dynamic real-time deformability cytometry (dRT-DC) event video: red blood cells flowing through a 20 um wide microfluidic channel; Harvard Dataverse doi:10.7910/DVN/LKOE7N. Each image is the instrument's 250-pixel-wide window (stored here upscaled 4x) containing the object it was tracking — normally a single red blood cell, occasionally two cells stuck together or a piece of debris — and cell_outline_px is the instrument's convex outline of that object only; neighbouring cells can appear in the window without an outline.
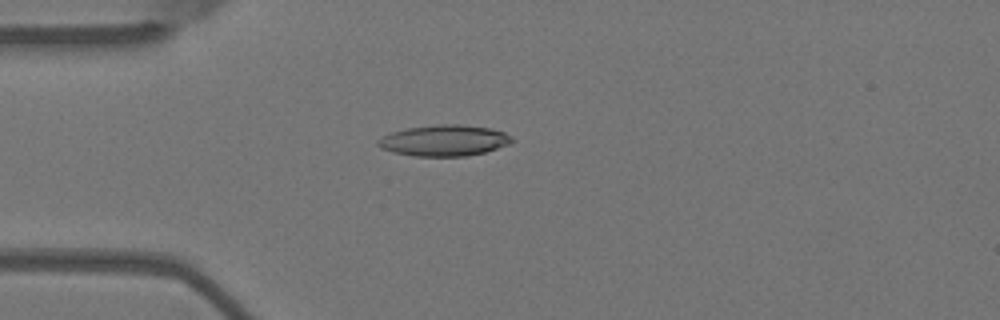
{"species": "Egyptian fruit bat (a non-hibernating species)", "species_latin": "Rousettus aegyptiacus", "temperature_condition": "warm", "stored_images_in_passage": 49, "camera_frame_rate_fps": 3000, "um_per_image_px": 0.085, "animal": {"sex": "female"}, "frame": {"image": 1, "passage_image": 9, "time_ms": 2.667, "image_size_px": [1000, 320], "cell_outline_px": [[516, 140], [508, 144], [484, 152], [464, 156], [416, 156], [392, 152], [380, 148], [376, 144], [376, 140], [392, 132], [408, 128], [436, 124], [460, 124], [492, 128], [504, 132], [512, 136]], "centroid_in_image_um": [37.76, 11.93], "position_along_channel_um": 47.2, "area_um2": 24.28}}
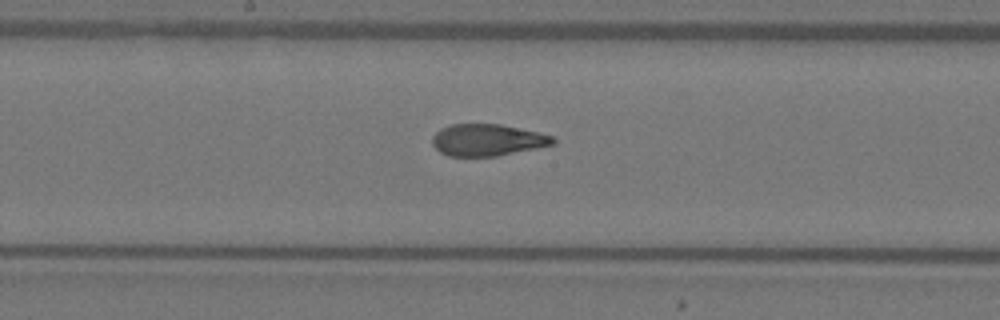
{"frame": {"image": 2, "passage_image": 23, "time_ms": 7.333, "image_size_px": [1000, 320], "cell_outline_px": [[556, 140], [552, 144], [536, 148], [496, 156], [448, 156], [440, 152], [432, 144], [432, 136], [440, 128], [452, 124], [500, 124], [536, 132], [552, 136]], "centroid_in_image_um": [41.37, 11.9], "position_along_channel_um": 206.8, "area_um2": 22.14}}
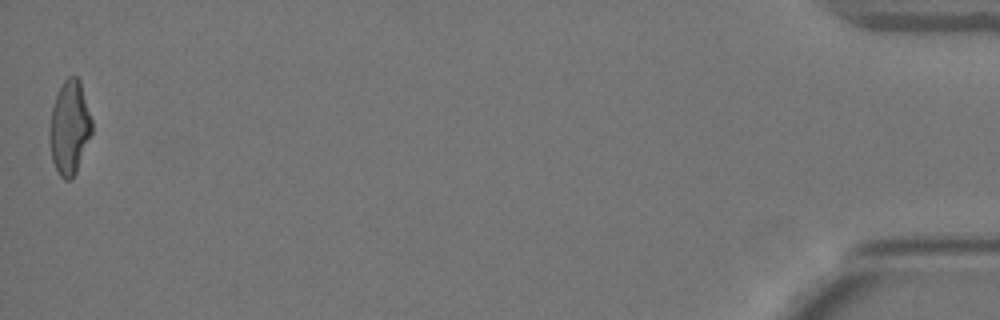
{"frame": {"image": 3, "passage_image": 49, "time_ms": 16.0, "image_size_px": [1000, 320], "cell_outline_px": [[92, 132], [76, 172], [72, 180], [64, 180], [60, 176], [52, 160], [48, 136], [48, 128], [52, 108], [56, 96], [64, 80], [68, 76], [76, 76], [80, 80], [92, 120]], "centroid_in_image_um": [5.89, 10.85], "position_along_channel_um": 429.3, "area_um2": 23.18}}